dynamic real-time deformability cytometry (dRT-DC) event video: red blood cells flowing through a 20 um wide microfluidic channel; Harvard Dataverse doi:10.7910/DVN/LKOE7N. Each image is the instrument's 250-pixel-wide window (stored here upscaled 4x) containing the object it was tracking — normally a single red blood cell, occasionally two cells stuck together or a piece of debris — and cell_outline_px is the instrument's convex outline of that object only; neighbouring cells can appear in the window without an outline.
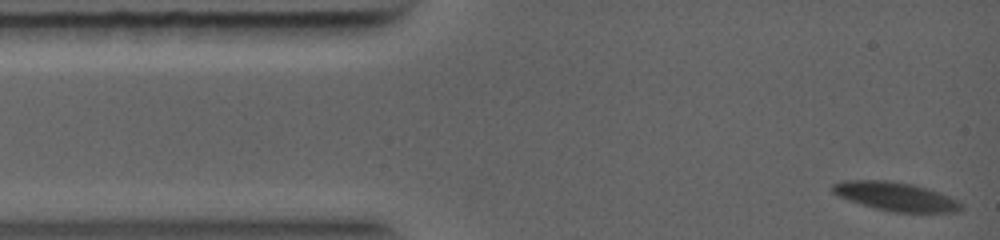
{"species": "common noctule bat (a hibernating species)", "species_latin": "Nyctalus noctula", "temperature_condition": "warm", "stored_images_in_passage": 50, "camera_frame_rate_fps": 5000, "um_per_image_px": 0.085, "animal": {"sex": "female", "body_mass_g": 19.0, "forearm_length_mm": 56.7}, "frame": {"image": 1, "passage_image": 1, "time_ms": 0.0, "image_size_px": [1000, 240], "cell_outline_px": [[964, 208], [960, 212], [896, 212], [876, 208], [848, 200], [832, 192], [832, 184], [840, 180], [888, 180], [912, 184], [960, 200], [964, 204]], "centroid_in_image_um": [76.15, 16.7], "position_along_channel_um": 8.8, "area_um2": 21.44}}
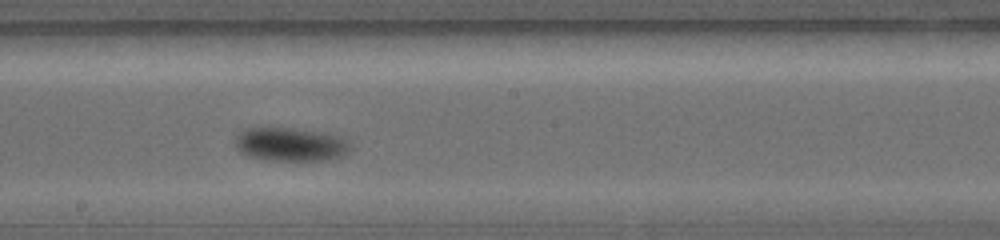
{"frame": {"image": 2, "passage_image": 29, "time_ms": 5.6, "image_size_px": [1000, 240], "cell_outline_px": [[352, 148], [344, 156], [328, 160], [264, 160], [244, 156], [232, 144], [232, 140], [240, 132], [248, 128], [296, 128], [328, 132], [340, 136], [348, 140], [352, 144]], "centroid_in_image_um": [24.7, 12.27], "position_along_channel_um": 223.5, "area_um2": 23.35}}
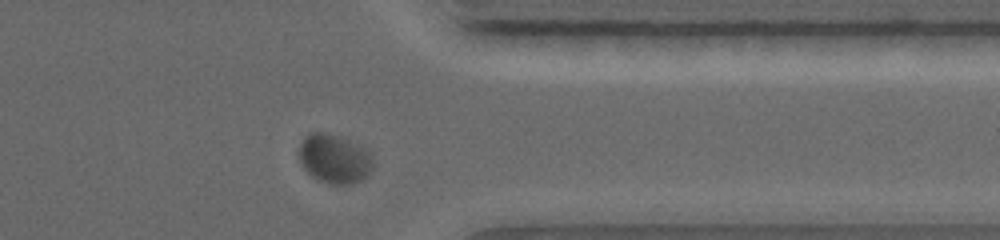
{"frame": {"image": 3, "passage_image": 45, "time_ms": 8.8, "image_size_px": [1000, 240], "cell_outline_px": [[372, 168], [368, 176], [352, 184], [332, 184], [316, 180], [300, 164], [300, 144], [304, 136], [308, 132], [324, 132], [344, 136], [372, 152]], "centroid_in_image_um": [28.44, 13.47], "position_along_channel_um": 383.0, "area_um2": 21.62}}